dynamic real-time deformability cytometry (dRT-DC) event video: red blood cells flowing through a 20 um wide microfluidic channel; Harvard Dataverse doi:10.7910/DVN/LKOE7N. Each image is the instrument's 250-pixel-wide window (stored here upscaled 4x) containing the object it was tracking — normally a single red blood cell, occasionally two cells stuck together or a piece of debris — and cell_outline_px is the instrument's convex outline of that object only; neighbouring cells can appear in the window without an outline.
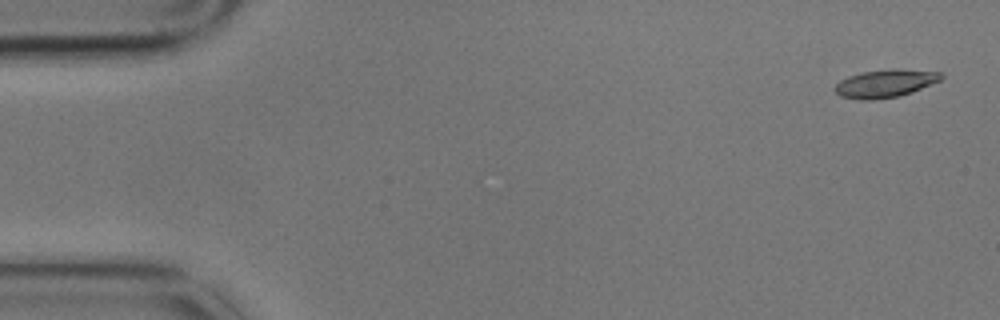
{"species": "common noctule bat (a hibernating species)", "species_latin": "Nyctalus noctula", "temperature_condition": "cold", "stored_images_in_passage": 4, "camera_frame_rate_fps": 3000, "um_per_image_px": 0.085, "animal": {"sex": "male", "body_mass_g": 17.9}, "frame": {"image": 1, "passage_image": 1, "time_ms": 0.0, "image_size_px": [1000, 320], "cell_outline_px": [[944, 76], [940, 80], [912, 92], [900, 96], [872, 100], [860, 100], [840, 96], [832, 88], [840, 80], [848, 76], [864, 72], [892, 68], [896, 68], [944, 72]], "centroid_in_image_um": [75.25, 7.09], "position_along_channel_um": 9.7, "area_um2": 17.46}}
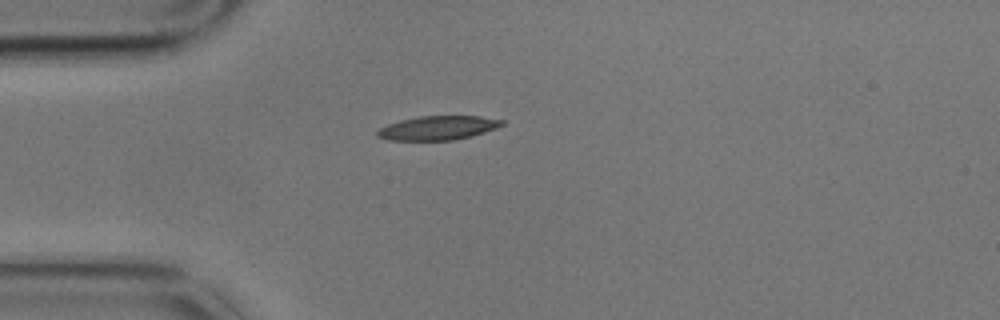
{"frame": {"image": 2, "passage_image": 4, "time_ms": 1.0, "image_size_px": [1000, 320], "cell_outline_px": [[504, 124], [496, 128], [472, 136], [452, 140], [388, 140], [376, 136], [376, 132], [380, 128], [388, 124], [400, 120], [420, 116], [480, 116], [504, 120]], "centroid_in_image_um": [37.22, 10.87], "position_along_channel_um": 47.8, "area_um2": 17.4}}